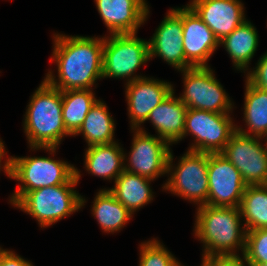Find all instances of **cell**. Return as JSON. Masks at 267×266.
I'll return each instance as SVG.
<instances>
[{
    "label": "cell",
    "mask_w": 267,
    "mask_h": 266,
    "mask_svg": "<svg viewBox=\"0 0 267 266\" xmlns=\"http://www.w3.org/2000/svg\"><path fill=\"white\" fill-rule=\"evenodd\" d=\"M54 37L53 58L58 66V81L50 71L45 80L61 91L92 89L102 78L103 38L84 36Z\"/></svg>",
    "instance_id": "obj_1"
},
{
    "label": "cell",
    "mask_w": 267,
    "mask_h": 266,
    "mask_svg": "<svg viewBox=\"0 0 267 266\" xmlns=\"http://www.w3.org/2000/svg\"><path fill=\"white\" fill-rule=\"evenodd\" d=\"M24 119V130L31 149H45L55 153L66 130L62 115V91L45 79L34 92Z\"/></svg>",
    "instance_id": "obj_2"
},
{
    "label": "cell",
    "mask_w": 267,
    "mask_h": 266,
    "mask_svg": "<svg viewBox=\"0 0 267 266\" xmlns=\"http://www.w3.org/2000/svg\"><path fill=\"white\" fill-rule=\"evenodd\" d=\"M241 218L239 207L199 206L194 231L204 243L202 256L235 255L240 248L243 255L246 229L240 227Z\"/></svg>",
    "instance_id": "obj_3"
},
{
    "label": "cell",
    "mask_w": 267,
    "mask_h": 266,
    "mask_svg": "<svg viewBox=\"0 0 267 266\" xmlns=\"http://www.w3.org/2000/svg\"><path fill=\"white\" fill-rule=\"evenodd\" d=\"M9 178L22 184L10 198L14 206L27 192L65 183H78L80 172L74 165L49 157H9L2 167Z\"/></svg>",
    "instance_id": "obj_4"
},
{
    "label": "cell",
    "mask_w": 267,
    "mask_h": 266,
    "mask_svg": "<svg viewBox=\"0 0 267 266\" xmlns=\"http://www.w3.org/2000/svg\"><path fill=\"white\" fill-rule=\"evenodd\" d=\"M76 185L65 183L27 192L14 206L36 218L41 228L48 227L84 206L85 199L73 188Z\"/></svg>",
    "instance_id": "obj_5"
},
{
    "label": "cell",
    "mask_w": 267,
    "mask_h": 266,
    "mask_svg": "<svg viewBox=\"0 0 267 266\" xmlns=\"http://www.w3.org/2000/svg\"><path fill=\"white\" fill-rule=\"evenodd\" d=\"M180 158L178 165L173 169V155L170 151L167 173L170 172L171 176L164 184L163 189L196 202L198 206L207 205L209 190L208 153L188 150Z\"/></svg>",
    "instance_id": "obj_6"
},
{
    "label": "cell",
    "mask_w": 267,
    "mask_h": 266,
    "mask_svg": "<svg viewBox=\"0 0 267 266\" xmlns=\"http://www.w3.org/2000/svg\"><path fill=\"white\" fill-rule=\"evenodd\" d=\"M110 36L104 37L102 78H127V83L143 78L132 75L150 59L149 41L136 33Z\"/></svg>",
    "instance_id": "obj_7"
},
{
    "label": "cell",
    "mask_w": 267,
    "mask_h": 266,
    "mask_svg": "<svg viewBox=\"0 0 267 266\" xmlns=\"http://www.w3.org/2000/svg\"><path fill=\"white\" fill-rule=\"evenodd\" d=\"M229 114L213 113L188 108L185 117L183 138L189 133L195 137L190 151L221 153L236 131Z\"/></svg>",
    "instance_id": "obj_8"
},
{
    "label": "cell",
    "mask_w": 267,
    "mask_h": 266,
    "mask_svg": "<svg viewBox=\"0 0 267 266\" xmlns=\"http://www.w3.org/2000/svg\"><path fill=\"white\" fill-rule=\"evenodd\" d=\"M182 73L185 88L179 98L187 108L230 113L233 108L231 100L209 66L192 67L182 70Z\"/></svg>",
    "instance_id": "obj_9"
},
{
    "label": "cell",
    "mask_w": 267,
    "mask_h": 266,
    "mask_svg": "<svg viewBox=\"0 0 267 266\" xmlns=\"http://www.w3.org/2000/svg\"><path fill=\"white\" fill-rule=\"evenodd\" d=\"M262 139L235 131L221 154L240 172L243 181L249 185H267V147Z\"/></svg>",
    "instance_id": "obj_10"
},
{
    "label": "cell",
    "mask_w": 267,
    "mask_h": 266,
    "mask_svg": "<svg viewBox=\"0 0 267 266\" xmlns=\"http://www.w3.org/2000/svg\"><path fill=\"white\" fill-rule=\"evenodd\" d=\"M208 200L212 207H239L246 184L240 172L221 153L208 154Z\"/></svg>",
    "instance_id": "obj_11"
},
{
    "label": "cell",
    "mask_w": 267,
    "mask_h": 266,
    "mask_svg": "<svg viewBox=\"0 0 267 266\" xmlns=\"http://www.w3.org/2000/svg\"><path fill=\"white\" fill-rule=\"evenodd\" d=\"M129 165L124 164V170L156 179L167 173V162L170 154L169 144L160 137L146 133L143 128L134 129Z\"/></svg>",
    "instance_id": "obj_12"
},
{
    "label": "cell",
    "mask_w": 267,
    "mask_h": 266,
    "mask_svg": "<svg viewBox=\"0 0 267 266\" xmlns=\"http://www.w3.org/2000/svg\"><path fill=\"white\" fill-rule=\"evenodd\" d=\"M182 36V8H173L149 41L150 59L159 56L179 71L192 68L185 59Z\"/></svg>",
    "instance_id": "obj_13"
},
{
    "label": "cell",
    "mask_w": 267,
    "mask_h": 266,
    "mask_svg": "<svg viewBox=\"0 0 267 266\" xmlns=\"http://www.w3.org/2000/svg\"><path fill=\"white\" fill-rule=\"evenodd\" d=\"M169 82L144 77L126 84L131 128L138 129L147 121L150 112L173 91Z\"/></svg>",
    "instance_id": "obj_14"
},
{
    "label": "cell",
    "mask_w": 267,
    "mask_h": 266,
    "mask_svg": "<svg viewBox=\"0 0 267 266\" xmlns=\"http://www.w3.org/2000/svg\"><path fill=\"white\" fill-rule=\"evenodd\" d=\"M182 26L185 59L193 67H207L219 40L189 6L182 8Z\"/></svg>",
    "instance_id": "obj_15"
},
{
    "label": "cell",
    "mask_w": 267,
    "mask_h": 266,
    "mask_svg": "<svg viewBox=\"0 0 267 266\" xmlns=\"http://www.w3.org/2000/svg\"><path fill=\"white\" fill-rule=\"evenodd\" d=\"M188 6L219 41L246 20L240 0H193Z\"/></svg>",
    "instance_id": "obj_16"
},
{
    "label": "cell",
    "mask_w": 267,
    "mask_h": 266,
    "mask_svg": "<svg viewBox=\"0 0 267 266\" xmlns=\"http://www.w3.org/2000/svg\"><path fill=\"white\" fill-rule=\"evenodd\" d=\"M97 10L111 35L137 33L146 21L149 8L145 0H95Z\"/></svg>",
    "instance_id": "obj_17"
},
{
    "label": "cell",
    "mask_w": 267,
    "mask_h": 266,
    "mask_svg": "<svg viewBox=\"0 0 267 266\" xmlns=\"http://www.w3.org/2000/svg\"><path fill=\"white\" fill-rule=\"evenodd\" d=\"M187 106L178 97H174V90L156 106L148 115L158 137L169 145L183 138Z\"/></svg>",
    "instance_id": "obj_18"
},
{
    "label": "cell",
    "mask_w": 267,
    "mask_h": 266,
    "mask_svg": "<svg viewBox=\"0 0 267 266\" xmlns=\"http://www.w3.org/2000/svg\"><path fill=\"white\" fill-rule=\"evenodd\" d=\"M125 154L117 142L89 146L85 152V167L89 173L114 180L124 171Z\"/></svg>",
    "instance_id": "obj_19"
},
{
    "label": "cell",
    "mask_w": 267,
    "mask_h": 266,
    "mask_svg": "<svg viewBox=\"0 0 267 266\" xmlns=\"http://www.w3.org/2000/svg\"><path fill=\"white\" fill-rule=\"evenodd\" d=\"M150 181L153 180L124 170L108 191L133 214L153 200Z\"/></svg>",
    "instance_id": "obj_20"
},
{
    "label": "cell",
    "mask_w": 267,
    "mask_h": 266,
    "mask_svg": "<svg viewBox=\"0 0 267 266\" xmlns=\"http://www.w3.org/2000/svg\"><path fill=\"white\" fill-rule=\"evenodd\" d=\"M258 34L250 21L245 20L219 44L224 45L236 69L247 70L258 47Z\"/></svg>",
    "instance_id": "obj_21"
},
{
    "label": "cell",
    "mask_w": 267,
    "mask_h": 266,
    "mask_svg": "<svg viewBox=\"0 0 267 266\" xmlns=\"http://www.w3.org/2000/svg\"><path fill=\"white\" fill-rule=\"evenodd\" d=\"M105 103L98 100L87 113L79 130L74 134L83 133L89 146L114 143L115 124Z\"/></svg>",
    "instance_id": "obj_22"
},
{
    "label": "cell",
    "mask_w": 267,
    "mask_h": 266,
    "mask_svg": "<svg viewBox=\"0 0 267 266\" xmlns=\"http://www.w3.org/2000/svg\"><path fill=\"white\" fill-rule=\"evenodd\" d=\"M244 120L250 133L236 126V131L248 136L262 138L267 131V91L246 80Z\"/></svg>",
    "instance_id": "obj_23"
},
{
    "label": "cell",
    "mask_w": 267,
    "mask_h": 266,
    "mask_svg": "<svg viewBox=\"0 0 267 266\" xmlns=\"http://www.w3.org/2000/svg\"><path fill=\"white\" fill-rule=\"evenodd\" d=\"M92 213L102 230L109 233L121 230L132 217L130 211L108 189H102L96 194Z\"/></svg>",
    "instance_id": "obj_24"
},
{
    "label": "cell",
    "mask_w": 267,
    "mask_h": 266,
    "mask_svg": "<svg viewBox=\"0 0 267 266\" xmlns=\"http://www.w3.org/2000/svg\"><path fill=\"white\" fill-rule=\"evenodd\" d=\"M98 101L90 89L62 91V115L66 130L73 136L87 113Z\"/></svg>",
    "instance_id": "obj_25"
},
{
    "label": "cell",
    "mask_w": 267,
    "mask_h": 266,
    "mask_svg": "<svg viewBox=\"0 0 267 266\" xmlns=\"http://www.w3.org/2000/svg\"><path fill=\"white\" fill-rule=\"evenodd\" d=\"M239 208L246 231L267 228V185L246 186Z\"/></svg>",
    "instance_id": "obj_26"
},
{
    "label": "cell",
    "mask_w": 267,
    "mask_h": 266,
    "mask_svg": "<svg viewBox=\"0 0 267 266\" xmlns=\"http://www.w3.org/2000/svg\"><path fill=\"white\" fill-rule=\"evenodd\" d=\"M180 263L158 240L140 246L139 266H178Z\"/></svg>",
    "instance_id": "obj_27"
},
{
    "label": "cell",
    "mask_w": 267,
    "mask_h": 266,
    "mask_svg": "<svg viewBox=\"0 0 267 266\" xmlns=\"http://www.w3.org/2000/svg\"><path fill=\"white\" fill-rule=\"evenodd\" d=\"M243 256L246 263H267V228L246 231Z\"/></svg>",
    "instance_id": "obj_28"
},
{
    "label": "cell",
    "mask_w": 267,
    "mask_h": 266,
    "mask_svg": "<svg viewBox=\"0 0 267 266\" xmlns=\"http://www.w3.org/2000/svg\"><path fill=\"white\" fill-rule=\"evenodd\" d=\"M255 70L247 72V80L254 86L267 91V52L259 59Z\"/></svg>",
    "instance_id": "obj_29"
},
{
    "label": "cell",
    "mask_w": 267,
    "mask_h": 266,
    "mask_svg": "<svg viewBox=\"0 0 267 266\" xmlns=\"http://www.w3.org/2000/svg\"><path fill=\"white\" fill-rule=\"evenodd\" d=\"M201 266H247L245 258L238 255H206L202 256Z\"/></svg>",
    "instance_id": "obj_30"
},
{
    "label": "cell",
    "mask_w": 267,
    "mask_h": 266,
    "mask_svg": "<svg viewBox=\"0 0 267 266\" xmlns=\"http://www.w3.org/2000/svg\"><path fill=\"white\" fill-rule=\"evenodd\" d=\"M0 266H33L32 263L14 253L3 249L0 252Z\"/></svg>",
    "instance_id": "obj_31"
},
{
    "label": "cell",
    "mask_w": 267,
    "mask_h": 266,
    "mask_svg": "<svg viewBox=\"0 0 267 266\" xmlns=\"http://www.w3.org/2000/svg\"><path fill=\"white\" fill-rule=\"evenodd\" d=\"M4 149H5L4 143L0 139V169H1V159L6 153V151Z\"/></svg>",
    "instance_id": "obj_32"
},
{
    "label": "cell",
    "mask_w": 267,
    "mask_h": 266,
    "mask_svg": "<svg viewBox=\"0 0 267 266\" xmlns=\"http://www.w3.org/2000/svg\"><path fill=\"white\" fill-rule=\"evenodd\" d=\"M247 266H267V263H246Z\"/></svg>",
    "instance_id": "obj_33"
},
{
    "label": "cell",
    "mask_w": 267,
    "mask_h": 266,
    "mask_svg": "<svg viewBox=\"0 0 267 266\" xmlns=\"http://www.w3.org/2000/svg\"><path fill=\"white\" fill-rule=\"evenodd\" d=\"M265 136H266V141H265V142H266V143H265L266 145H265V146L267 147V131H266V133L263 135V138H264Z\"/></svg>",
    "instance_id": "obj_34"
}]
</instances>
